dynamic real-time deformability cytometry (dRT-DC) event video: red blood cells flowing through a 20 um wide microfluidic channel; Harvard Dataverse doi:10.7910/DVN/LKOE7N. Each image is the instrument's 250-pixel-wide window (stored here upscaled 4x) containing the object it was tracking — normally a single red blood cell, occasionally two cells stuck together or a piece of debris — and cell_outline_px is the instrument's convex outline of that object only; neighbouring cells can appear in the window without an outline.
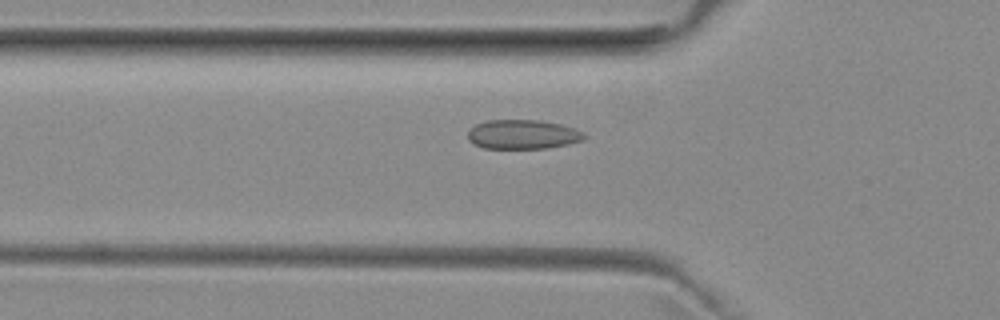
{"species": "common noctule bat (a hibernating species)", "species_latin": "Nyctalus noctula", "temperature_condition": "room temperature", "stored_images_in_passage": 36, "camera_frame_rate_fps": 3000, "um_per_image_px": 0.085, "animal": {"sex": "female", "body_mass_g": 29.2, "forearm_length_mm": 56.3}, "frame": {"image": 1, "passage_image": 6, "time_ms": 1.667, "image_size_px": [1000, 320], "cell_outline_px": [[588, 136], [580, 140], [568, 144], [548, 148], [484, 148], [468, 140], [468, 132], [476, 124], [488, 120], [540, 120], [560, 124], [576, 128], [584, 132]], "centroid_in_image_um": [44.47, 11.42], "position_along_channel_um": 81.3, "area_um2": 19.83}}
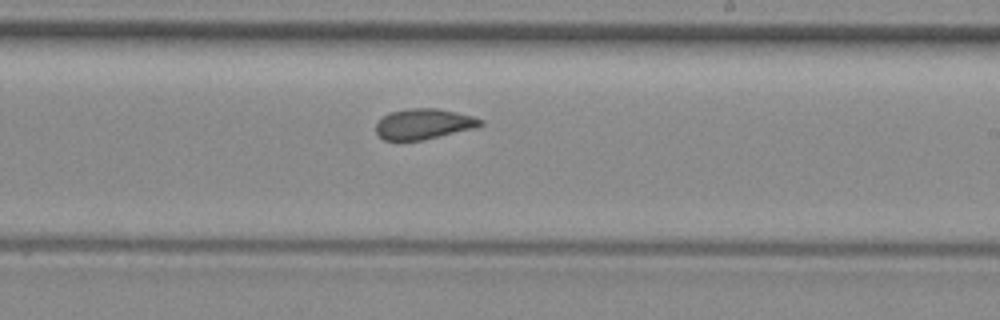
{"frame": {"image": 2, "passage_image": 19, "time_ms": 6.0, "image_size_px": [1000, 320], "cell_outline_px": [[484, 124], [476, 128], [420, 140], [384, 140], [376, 132], [376, 124], [388, 112], [408, 108], [436, 108], [456, 112], [472, 116], [484, 120]], "centroid_in_image_um": [36.03, 10.52], "position_along_channel_um": 253.0, "area_um2": 18.5}}
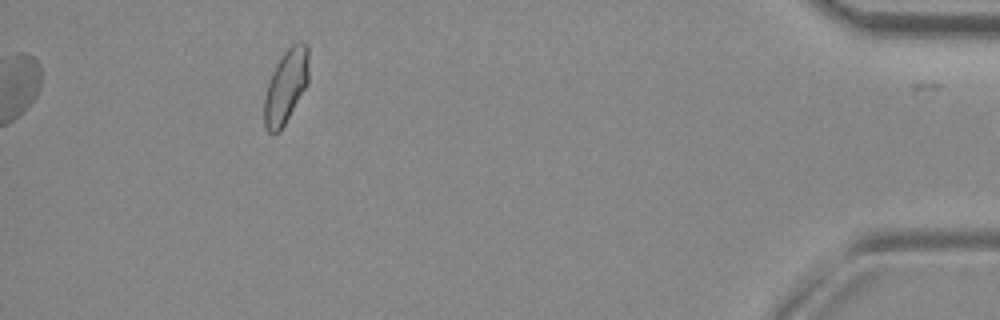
{"frame": {"image": 3, "passage_image": 36, "time_ms": 11.667, "image_size_px": [1000, 320], "cell_outline_px": [[308, 84], [280, 132], [268, 132], [264, 128], [264, 96], [272, 72], [276, 64], [284, 52], [292, 44], [300, 40], [308, 44]], "centroid_in_image_um": [24.31, 7.33], "position_along_channel_um": 410.9, "area_um2": 19.25}, "authors_computed_cell_mechanics": {"area_um2": 19.3341, "velocity_mm_per_s": 3.9537, "shape_relaxation_time_tau1_ms": null, "shape_relaxation_time_tau2_ms": 1.6359, "deformation_change_tau1": null, "deformation_change_tau2": 0.0502}}